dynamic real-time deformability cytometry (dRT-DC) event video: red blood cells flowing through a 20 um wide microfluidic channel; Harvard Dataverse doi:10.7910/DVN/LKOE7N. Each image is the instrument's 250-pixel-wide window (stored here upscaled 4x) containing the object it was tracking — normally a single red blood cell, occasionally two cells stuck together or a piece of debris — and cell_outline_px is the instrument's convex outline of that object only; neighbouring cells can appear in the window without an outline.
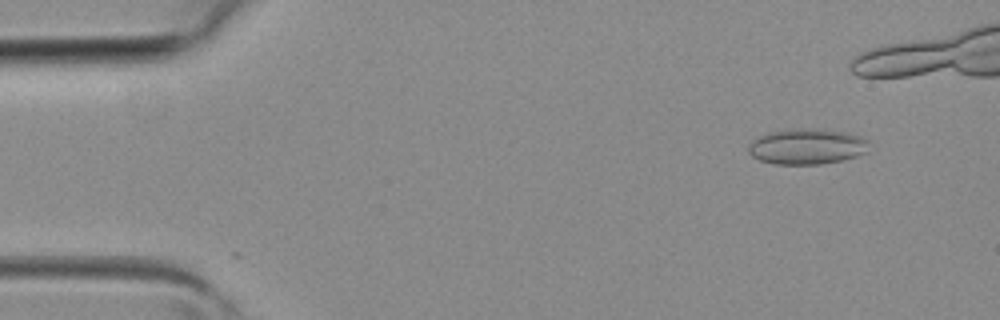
{"species": "common noctule bat (a hibernating species)", "species_latin": "Nyctalus noctula", "temperature_condition": "room temperature", "stored_images_in_passage": 4, "camera_frame_rate_fps": 3000, "um_per_image_px": 0.085, "animal": {"sex": "female", "body_mass_g": 19.3, "forearm_length_mm": 54.1}, "frame": {"image": 1, "passage_image": 2, "time_ms": 0.333, "image_size_px": [1000, 320], "cell_outline_px": [[868, 152], [844, 160], [820, 164], [776, 164], [760, 160], [752, 156], [748, 152], [748, 144], [752, 140], [760, 136], [772, 132], [840, 132], [860, 136], [868, 140]], "centroid_in_image_um": [68.59, 12.53], "position_along_channel_um": 16.4, "area_um2": 23.7}}